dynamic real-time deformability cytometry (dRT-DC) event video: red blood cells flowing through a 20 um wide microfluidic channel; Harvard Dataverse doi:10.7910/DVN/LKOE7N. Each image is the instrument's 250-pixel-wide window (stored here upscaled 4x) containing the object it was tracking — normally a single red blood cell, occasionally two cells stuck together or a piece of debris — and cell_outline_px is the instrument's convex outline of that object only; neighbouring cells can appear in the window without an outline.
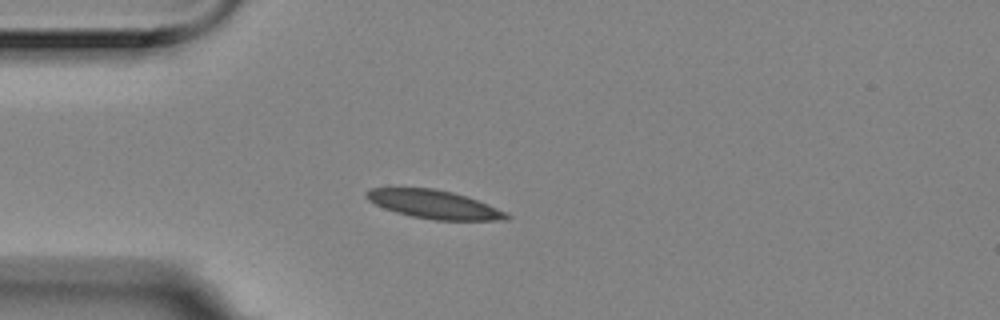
{"species": "Egyptian fruit bat (a non-hibernating species)", "species_latin": "Rousettus aegyptiacus", "temperature_condition": "room temperature", "stored_images_in_passage": 7, "camera_frame_rate_fps": 3000, "um_per_image_px": 0.085, "animal": {"sex": "female"}, "frame": {"image": 1, "passage_image": 3, "time_ms": 0.667, "image_size_px": [1000, 320], "cell_outline_px": [[512, 216], [508, 220], [432, 220], [412, 216], [396, 212], [384, 208], [368, 200], [364, 196], [364, 192], [372, 188], [432, 188], [452, 192], [488, 204]], "centroid_in_image_um": [36.87, 17.38], "position_along_channel_um": 48.1, "area_um2": 23.0}}
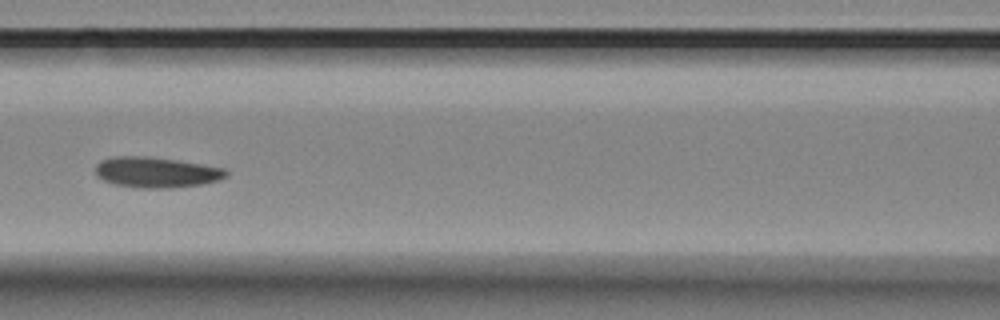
{"frame": {"image": 2, "passage_image": 6, "time_ms": 1.667, "image_size_px": [1000, 320], "cell_outline_px": [[228, 176], [216, 180], [200, 184], [168, 188], [140, 188], [116, 184], [104, 180], [96, 176], [96, 164], [100, 160], [112, 156], [148, 156], [176, 160], [224, 168], [228, 172]], "centroid_in_image_um": [13.24, 14.63], "position_along_channel_um": 153.4, "area_um2": 23.12}}
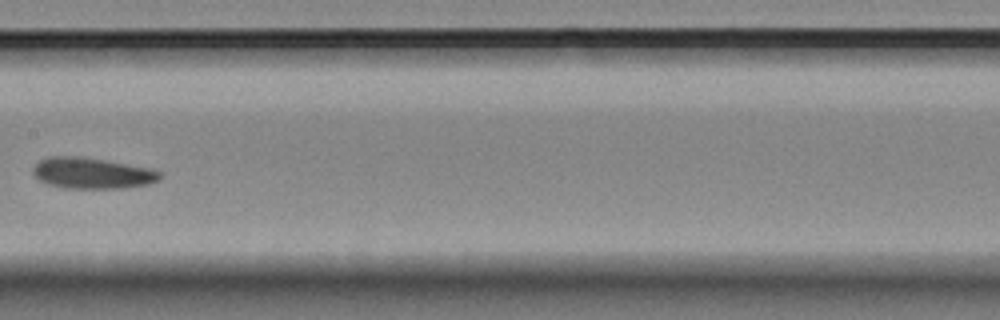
{"frame": {"image": 3, "passage_image": 7, "time_ms": 2.0, "image_size_px": [1000, 320], "cell_outline_px": [[160, 180], [148, 184], [120, 188], [64, 188], [48, 184], [40, 180], [32, 172], [32, 168], [40, 160], [48, 156], [80, 156], [104, 160], [148, 168], [160, 172]], "centroid_in_image_um": [7.79, 14.72], "position_along_channel_um": 199.6, "area_um2": 22.72}}